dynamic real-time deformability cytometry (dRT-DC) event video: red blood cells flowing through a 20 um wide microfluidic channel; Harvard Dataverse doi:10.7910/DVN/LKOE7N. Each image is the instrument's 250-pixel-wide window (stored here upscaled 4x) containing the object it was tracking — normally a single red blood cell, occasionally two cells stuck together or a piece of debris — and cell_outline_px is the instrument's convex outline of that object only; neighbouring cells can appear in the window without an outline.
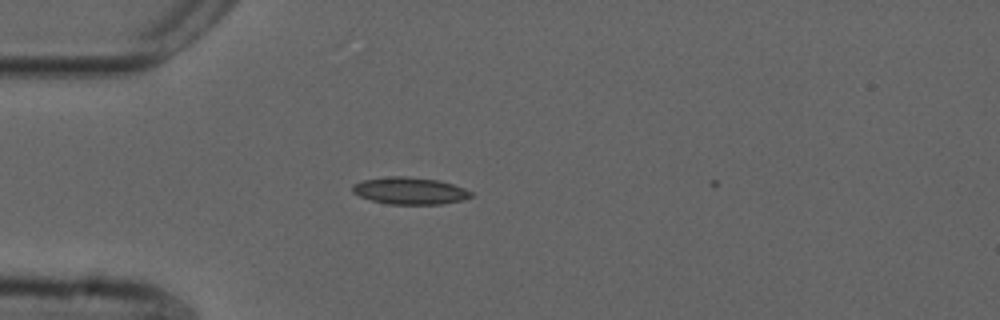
{"species": "common noctule bat (a hibernating species)", "species_latin": "Nyctalus noctula", "temperature_condition": "cold", "stored_images_in_passage": 7, "camera_frame_rate_fps": 3000, "um_per_image_px": 0.085, "animal": {"sex": "male", "forearm_length_mm": 52.5}, "frame": {"image": 1, "passage_image": 1, "time_ms": 0.0, "image_size_px": [1000, 320], "cell_outline_px": [[472, 196], [460, 200], [440, 204], [388, 204], [372, 200], [360, 196], [352, 192], [352, 184], [364, 180], [392, 176], [404, 176], [440, 180], [464, 188], [472, 192]], "centroid_in_image_um": [34.82, 16.21], "position_along_channel_um": 50.2, "area_um2": 18.5}}
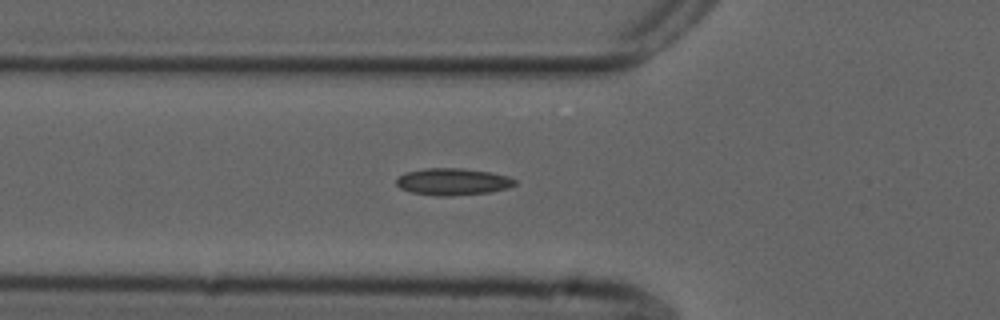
{"frame": {"image": 2, "passage_image": 5, "time_ms": 1.333, "image_size_px": [1000, 320], "cell_outline_px": [[516, 184], [508, 188], [488, 192], [452, 196], [436, 196], [412, 192], [400, 188], [396, 184], [396, 176], [408, 172], [424, 168], [460, 168], [492, 172], [508, 176], [516, 180]], "centroid_in_image_um": [38.48, 15.44], "position_along_channel_um": 87.3, "area_um2": 18.67}}